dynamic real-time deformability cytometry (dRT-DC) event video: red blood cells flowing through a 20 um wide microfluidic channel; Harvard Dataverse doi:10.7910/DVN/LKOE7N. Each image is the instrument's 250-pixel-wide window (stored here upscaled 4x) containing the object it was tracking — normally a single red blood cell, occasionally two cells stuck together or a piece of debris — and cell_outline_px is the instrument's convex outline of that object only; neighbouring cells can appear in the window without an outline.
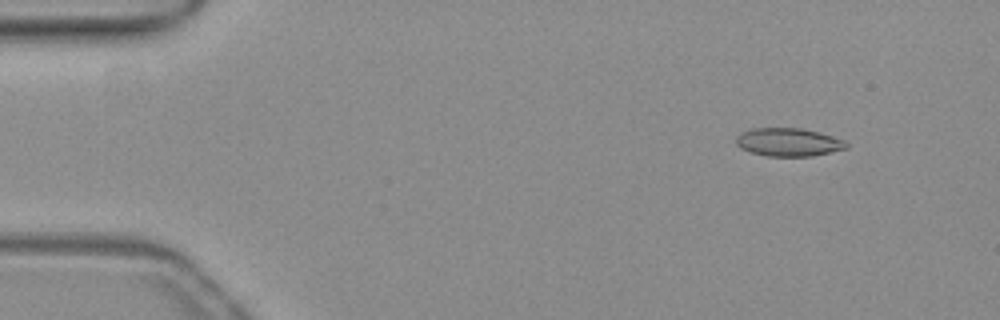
{"species": "common noctule bat (a hibernating species)", "species_latin": "Nyctalus noctula", "temperature_condition": "warm", "stored_images_in_passage": 53, "camera_frame_rate_fps": 3000, "um_per_image_px": 0.085, "animal": {"sex": "female", "body_mass_g": 19.3, "forearm_length_mm": 54.1}, "frame": {"image": 1, "passage_image": 6, "time_ms": 1.667, "image_size_px": [1000, 320], "cell_outline_px": [[848, 148], [812, 156], [768, 156], [752, 152], [740, 148], [736, 144], [736, 136], [740, 132], [752, 128], [800, 128], [820, 132], [844, 140], [848, 144]], "centroid_in_image_um": [67.01, 12.07], "position_along_channel_um": 18.0, "area_um2": 18.15}}
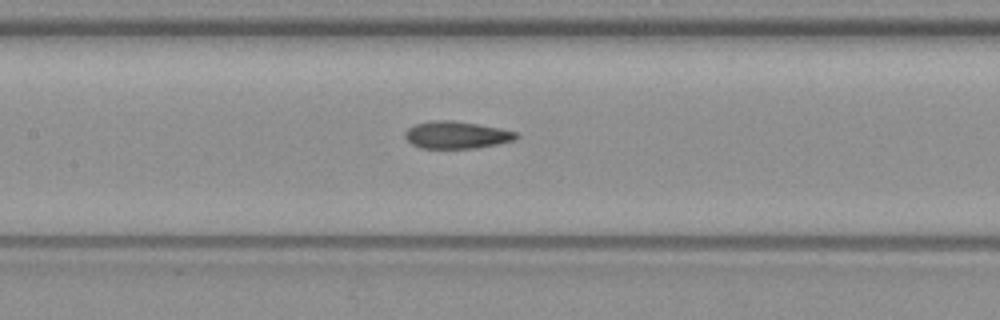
{"frame": {"image": 2, "passage_image": 25, "time_ms": 8.0, "image_size_px": [1000, 320], "cell_outline_px": [[520, 136], [516, 140], [476, 148], [420, 148], [412, 144], [404, 136], [404, 132], [408, 128], [416, 124], [432, 120], [452, 120], [500, 128], [516, 132]], "centroid_in_image_um": [38.81, 11.47], "position_along_channel_um": 168.6, "area_um2": 17.63}}
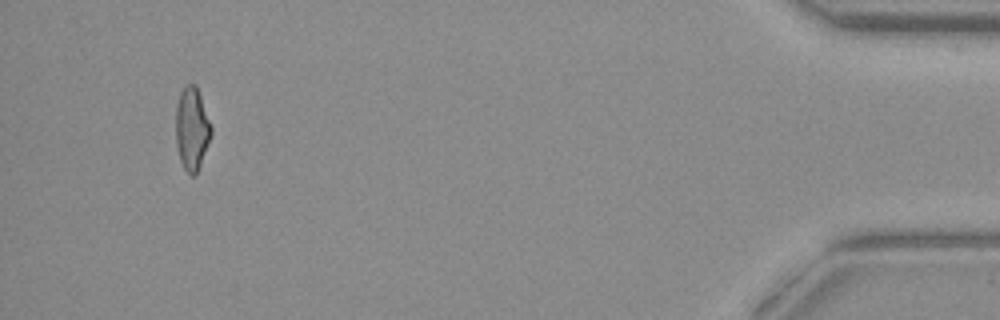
{"frame": {"image": 3, "passage_image": 50, "time_ms": 16.333, "image_size_px": [1000, 320], "cell_outline_px": [[212, 132], [200, 168], [192, 176], [184, 168], [180, 160], [176, 144], [176, 104], [180, 92], [188, 84], [196, 84], [212, 128]], "centroid_in_image_um": [16.31, 10.94], "position_along_channel_um": 418.9, "area_um2": 16.99}, "authors_computed_cell_mechanics": {"area_um2": 17.4556, "velocity_mm_per_s": 3.9325, "shape_relaxation_time_tau1_ms": null, "shape_relaxation_time_tau2_ms": 1.2225, "deformation_change_tau1": null, "deformation_change_tau2": 0.0757}}